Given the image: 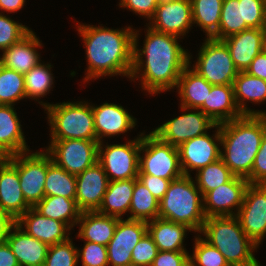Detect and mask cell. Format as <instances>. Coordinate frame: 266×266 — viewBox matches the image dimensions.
Masks as SVG:
<instances>
[{
    "label": "cell",
    "mask_w": 266,
    "mask_h": 266,
    "mask_svg": "<svg viewBox=\"0 0 266 266\" xmlns=\"http://www.w3.org/2000/svg\"><path fill=\"white\" fill-rule=\"evenodd\" d=\"M33 208L42 216L65 223L70 229L77 225L81 214L76 199L63 196H45Z\"/></svg>",
    "instance_id": "1f68e13d"
},
{
    "label": "cell",
    "mask_w": 266,
    "mask_h": 266,
    "mask_svg": "<svg viewBox=\"0 0 266 266\" xmlns=\"http://www.w3.org/2000/svg\"><path fill=\"white\" fill-rule=\"evenodd\" d=\"M0 208L16 220L31 208L20 187L18 154L11 155L8 163L0 165Z\"/></svg>",
    "instance_id": "d6986e66"
},
{
    "label": "cell",
    "mask_w": 266,
    "mask_h": 266,
    "mask_svg": "<svg viewBox=\"0 0 266 266\" xmlns=\"http://www.w3.org/2000/svg\"><path fill=\"white\" fill-rule=\"evenodd\" d=\"M264 51L266 52V28H265V34H264Z\"/></svg>",
    "instance_id": "9f6ffc18"
},
{
    "label": "cell",
    "mask_w": 266,
    "mask_h": 266,
    "mask_svg": "<svg viewBox=\"0 0 266 266\" xmlns=\"http://www.w3.org/2000/svg\"><path fill=\"white\" fill-rule=\"evenodd\" d=\"M230 266H258L253 255L258 246L245 234L236 216L207 217L200 231Z\"/></svg>",
    "instance_id": "277c9868"
},
{
    "label": "cell",
    "mask_w": 266,
    "mask_h": 266,
    "mask_svg": "<svg viewBox=\"0 0 266 266\" xmlns=\"http://www.w3.org/2000/svg\"><path fill=\"white\" fill-rule=\"evenodd\" d=\"M159 250L148 231L132 250V266H151Z\"/></svg>",
    "instance_id": "7bdbcfd3"
},
{
    "label": "cell",
    "mask_w": 266,
    "mask_h": 266,
    "mask_svg": "<svg viewBox=\"0 0 266 266\" xmlns=\"http://www.w3.org/2000/svg\"><path fill=\"white\" fill-rule=\"evenodd\" d=\"M31 29L0 13V50L20 41Z\"/></svg>",
    "instance_id": "b9f144b4"
},
{
    "label": "cell",
    "mask_w": 266,
    "mask_h": 266,
    "mask_svg": "<svg viewBox=\"0 0 266 266\" xmlns=\"http://www.w3.org/2000/svg\"><path fill=\"white\" fill-rule=\"evenodd\" d=\"M203 202V195L191 175H183L171 181L159 202L158 217L187 225L200 233L206 220Z\"/></svg>",
    "instance_id": "5b68a950"
},
{
    "label": "cell",
    "mask_w": 266,
    "mask_h": 266,
    "mask_svg": "<svg viewBox=\"0 0 266 266\" xmlns=\"http://www.w3.org/2000/svg\"><path fill=\"white\" fill-rule=\"evenodd\" d=\"M141 153L143 154L141 156ZM175 180L183 176L177 147L161 141L152 132L141 133L139 173Z\"/></svg>",
    "instance_id": "52a82bcc"
},
{
    "label": "cell",
    "mask_w": 266,
    "mask_h": 266,
    "mask_svg": "<svg viewBox=\"0 0 266 266\" xmlns=\"http://www.w3.org/2000/svg\"><path fill=\"white\" fill-rule=\"evenodd\" d=\"M181 110L188 111L184 114L167 121L158 128L151 131L161 141L179 147L186 141L202 136L208 129L214 128L216 125L207 115L199 109H191L180 106ZM193 110V111H191Z\"/></svg>",
    "instance_id": "8fae6325"
},
{
    "label": "cell",
    "mask_w": 266,
    "mask_h": 266,
    "mask_svg": "<svg viewBox=\"0 0 266 266\" xmlns=\"http://www.w3.org/2000/svg\"><path fill=\"white\" fill-rule=\"evenodd\" d=\"M34 33L31 30L20 41L5 49L0 57V64L25 74L41 62L36 48L41 47L42 43Z\"/></svg>",
    "instance_id": "cb8c5ba5"
},
{
    "label": "cell",
    "mask_w": 266,
    "mask_h": 266,
    "mask_svg": "<svg viewBox=\"0 0 266 266\" xmlns=\"http://www.w3.org/2000/svg\"><path fill=\"white\" fill-rule=\"evenodd\" d=\"M18 175L23 196L26 202L34 207L45 197L47 152L19 153Z\"/></svg>",
    "instance_id": "4fadbf2b"
},
{
    "label": "cell",
    "mask_w": 266,
    "mask_h": 266,
    "mask_svg": "<svg viewBox=\"0 0 266 266\" xmlns=\"http://www.w3.org/2000/svg\"><path fill=\"white\" fill-rule=\"evenodd\" d=\"M137 179L109 181L97 212L121 219V216L130 210L133 188Z\"/></svg>",
    "instance_id": "f546056e"
},
{
    "label": "cell",
    "mask_w": 266,
    "mask_h": 266,
    "mask_svg": "<svg viewBox=\"0 0 266 266\" xmlns=\"http://www.w3.org/2000/svg\"><path fill=\"white\" fill-rule=\"evenodd\" d=\"M138 180L147 187L159 202L162 200L171 183L169 179L147 174H138Z\"/></svg>",
    "instance_id": "681fc988"
},
{
    "label": "cell",
    "mask_w": 266,
    "mask_h": 266,
    "mask_svg": "<svg viewBox=\"0 0 266 266\" xmlns=\"http://www.w3.org/2000/svg\"><path fill=\"white\" fill-rule=\"evenodd\" d=\"M128 219L149 222L158 217L159 201L138 179L135 181Z\"/></svg>",
    "instance_id": "836d02e7"
},
{
    "label": "cell",
    "mask_w": 266,
    "mask_h": 266,
    "mask_svg": "<svg viewBox=\"0 0 266 266\" xmlns=\"http://www.w3.org/2000/svg\"><path fill=\"white\" fill-rule=\"evenodd\" d=\"M25 0H0V10L14 13L23 8Z\"/></svg>",
    "instance_id": "db71d44e"
},
{
    "label": "cell",
    "mask_w": 266,
    "mask_h": 266,
    "mask_svg": "<svg viewBox=\"0 0 266 266\" xmlns=\"http://www.w3.org/2000/svg\"><path fill=\"white\" fill-rule=\"evenodd\" d=\"M39 104L48 114L50 140H97L92 105L88 102L50 104L41 101Z\"/></svg>",
    "instance_id": "8992f818"
},
{
    "label": "cell",
    "mask_w": 266,
    "mask_h": 266,
    "mask_svg": "<svg viewBox=\"0 0 266 266\" xmlns=\"http://www.w3.org/2000/svg\"><path fill=\"white\" fill-rule=\"evenodd\" d=\"M194 242L193 254L189 255L190 266H230L223 254L200 235Z\"/></svg>",
    "instance_id": "ab89813d"
},
{
    "label": "cell",
    "mask_w": 266,
    "mask_h": 266,
    "mask_svg": "<svg viewBox=\"0 0 266 266\" xmlns=\"http://www.w3.org/2000/svg\"><path fill=\"white\" fill-rule=\"evenodd\" d=\"M248 185L246 178L234 176L229 182L209 191L203 197L205 217L236 216ZM234 209L237 210L236 213Z\"/></svg>",
    "instance_id": "e0dca14e"
},
{
    "label": "cell",
    "mask_w": 266,
    "mask_h": 266,
    "mask_svg": "<svg viewBox=\"0 0 266 266\" xmlns=\"http://www.w3.org/2000/svg\"><path fill=\"white\" fill-rule=\"evenodd\" d=\"M7 243L20 266H44L49 246L27 234L19 225L12 228Z\"/></svg>",
    "instance_id": "d4e9b609"
},
{
    "label": "cell",
    "mask_w": 266,
    "mask_h": 266,
    "mask_svg": "<svg viewBox=\"0 0 266 266\" xmlns=\"http://www.w3.org/2000/svg\"><path fill=\"white\" fill-rule=\"evenodd\" d=\"M72 240L49 246L44 266H77L78 251Z\"/></svg>",
    "instance_id": "60d3db41"
},
{
    "label": "cell",
    "mask_w": 266,
    "mask_h": 266,
    "mask_svg": "<svg viewBox=\"0 0 266 266\" xmlns=\"http://www.w3.org/2000/svg\"><path fill=\"white\" fill-rule=\"evenodd\" d=\"M78 25L88 64L84 82L101 76L122 75L130 78L133 67V28L129 26L121 30L81 23Z\"/></svg>",
    "instance_id": "7a4b0ae2"
},
{
    "label": "cell",
    "mask_w": 266,
    "mask_h": 266,
    "mask_svg": "<svg viewBox=\"0 0 266 266\" xmlns=\"http://www.w3.org/2000/svg\"><path fill=\"white\" fill-rule=\"evenodd\" d=\"M243 19L248 28H266V4L263 0H243Z\"/></svg>",
    "instance_id": "f6af8a7d"
},
{
    "label": "cell",
    "mask_w": 266,
    "mask_h": 266,
    "mask_svg": "<svg viewBox=\"0 0 266 266\" xmlns=\"http://www.w3.org/2000/svg\"><path fill=\"white\" fill-rule=\"evenodd\" d=\"M0 266H20L7 241L0 243Z\"/></svg>",
    "instance_id": "f5cc1de1"
},
{
    "label": "cell",
    "mask_w": 266,
    "mask_h": 266,
    "mask_svg": "<svg viewBox=\"0 0 266 266\" xmlns=\"http://www.w3.org/2000/svg\"><path fill=\"white\" fill-rule=\"evenodd\" d=\"M246 179L249 184H266V128L260 149L255 156L251 174Z\"/></svg>",
    "instance_id": "bcb514c9"
},
{
    "label": "cell",
    "mask_w": 266,
    "mask_h": 266,
    "mask_svg": "<svg viewBox=\"0 0 266 266\" xmlns=\"http://www.w3.org/2000/svg\"><path fill=\"white\" fill-rule=\"evenodd\" d=\"M10 158L11 155L2 145H0V165L8 163L10 161Z\"/></svg>",
    "instance_id": "11a10c76"
},
{
    "label": "cell",
    "mask_w": 266,
    "mask_h": 266,
    "mask_svg": "<svg viewBox=\"0 0 266 266\" xmlns=\"http://www.w3.org/2000/svg\"><path fill=\"white\" fill-rule=\"evenodd\" d=\"M245 234L259 246L266 236V184H249L236 214Z\"/></svg>",
    "instance_id": "7c38bea8"
},
{
    "label": "cell",
    "mask_w": 266,
    "mask_h": 266,
    "mask_svg": "<svg viewBox=\"0 0 266 266\" xmlns=\"http://www.w3.org/2000/svg\"><path fill=\"white\" fill-rule=\"evenodd\" d=\"M148 26L158 32L180 38L192 27L191 0H160Z\"/></svg>",
    "instance_id": "9a60e30c"
},
{
    "label": "cell",
    "mask_w": 266,
    "mask_h": 266,
    "mask_svg": "<svg viewBox=\"0 0 266 266\" xmlns=\"http://www.w3.org/2000/svg\"><path fill=\"white\" fill-rule=\"evenodd\" d=\"M147 231L159 251H187L183 246L184 238L187 231L193 230L187 225L157 217L147 222Z\"/></svg>",
    "instance_id": "83f0119b"
},
{
    "label": "cell",
    "mask_w": 266,
    "mask_h": 266,
    "mask_svg": "<svg viewBox=\"0 0 266 266\" xmlns=\"http://www.w3.org/2000/svg\"><path fill=\"white\" fill-rule=\"evenodd\" d=\"M98 145V162L109 181L138 178L141 134L126 144Z\"/></svg>",
    "instance_id": "9c48e42d"
},
{
    "label": "cell",
    "mask_w": 266,
    "mask_h": 266,
    "mask_svg": "<svg viewBox=\"0 0 266 266\" xmlns=\"http://www.w3.org/2000/svg\"><path fill=\"white\" fill-rule=\"evenodd\" d=\"M199 110L216 124L243 116L235 101L233 85H212Z\"/></svg>",
    "instance_id": "603a6c76"
},
{
    "label": "cell",
    "mask_w": 266,
    "mask_h": 266,
    "mask_svg": "<svg viewBox=\"0 0 266 266\" xmlns=\"http://www.w3.org/2000/svg\"><path fill=\"white\" fill-rule=\"evenodd\" d=\"M190 59L189 54V64L183 69L176 88L181 98L180 106L199 109L207 99L212 84L191 68Z\"/></svg>",
    "instance_id": "f1b7e54d"
},
{
    "label": "cell",
    "mask_w": 266,
    "mask_h": 266,
    "mask_svg": "<svg viewBox=\"0 0 266 266\" xmlns=\"http://www.w3.org/2000/svg\"><path fill=\"white\" fill-rule=\"evenodd\" d=\"M151 266H190L187 251H159Z\"/></svg>",
    "instance_id": "7dc6e473"
},
{
    "label": "cell",
    "mask_w": 266,
    "mask_h": 266,
    "mask_svg": "<svg viewBox=\"0 0 266 266\" xmlns=\"http://www.w3.org/2000/svg\"><path fill=\"white\" fill-rule=\"evenodd\" d=\"M214 128L217 130L215 135H213L214 137L206 133L202 136L194 137L177 147L184 175H190V171H198L220 159L222 149L219 146L221 145L219 124H216Z\"/></svg>",
    "instance_id": "5bb4252c"
},
{
    "label": "cell",
    "mask_w": 266,
    "mask_h": 266,
    "mask_svg": "<svg viewBox=\"0 0 266 266\" xmlns=\"http://www.w3.org/2000/svg\"><path fill=\"white\" fill-rule=\"evenodd\" d=\"M235 175L220 158L197 171L195 183L203 197L211 190L229 182Z\"/></svg>",
    "instance_id": "74e56055"
},
{
    "label": "cell",
    "mask_w": 266,
    "mask_h": 266,
    "mask_svg": "<svg viewBox=\"0 0 266 266\" xmlns=\"http://www.w3.org/2000/svg\"><path fill=\"white\" fill-rule=\"evenodd\" d=\"M236 104L243 115H266L262 110L249 109L245 101L261 103L266 101V80L239 71L233 82Z\"/></svg>",
    "instance_id": "4316f807"
},
{
    "label": "cell",
    "mask_w": 266,
    "mask_h": 266,
    "mask_svg": "<svg viewBox=\"0 0 266 266\" xmlns=\"http://www.w3.org/2000/svg\"><path fill=\"white\" fill-rule=\"evenodd\" d=\"M247 29L249 28L243 19V0H223L220 25L211 38L223 40Z\"/></svg>",
    "instance_id": "d590c367"
},
{
    "label": "cell",
    "mask_w": 266,
    "mask_h": 266,
    "mask_svg": "<svg viewBox=\"0 0 266 266\" xmlns=\"http://www.w3.org/2000/svg\"><path fill=\"white\" fill-rule=\"evenodd\" d=\"M82 266H108L107 247L101 244L85 241L83 249H77Z\"/></svg>",
    "instance_id": "ee69618b"
},
{
    "label": "cell",
    "mask_w": 266,
    "mask_h": 266,
    "mask_svg": "<svg viewBox=\"0 0 266 266\" xmlns=\"http://www.w3.org/2000/svg\"><path fill=\"white\" fill-rule=\"evenodd\" d=\"M249 75L266 80V52L263 50L245 70Z\"/></svg>",
    "instance_id": "f907efd6"
},
{
    "label": "cell",
    "mask_w": 266,
    "mask_h": 266,
    "mask_svg": "<svg viewBox=\"0 0 266 266\" xmlns=\"http://www.w3.org/2000/svg\"><path fill=\"white\" fill-rule=\"evenodd\" d=\"M26 98L24 74L0 64V105H12Z\"/></svg>",
    "instance_id": "f35d334b"
},
{
    "label": "cell",
    "mask_w": 266,
    "mask_h": 266,
    "mask_svg": "<svg viewBox=\"0 0 266 266\" xmlns=\"http://www.w3.org/2000/svg\"><path fill=\"white\" fill-rule=\"evenodd\" d=\"M94 125L97 141L100 143L103 137H111L133 129L136 118L126 111L121 105L114 103H103L100 106H93Z\"/></svg>",
    "instance_id": "44dd1931"
},
{
    "label": "cell",
    "mask_w": 266,
    "mask_h": 266,
    "mask_svg": "<svg viewBox=\"0 0 266 266\" xmlns=\"http://www.w3.org/2000/svg\"><path fill=\"white\" fill-rule=\"evenodd\" d=\"M223 0H191L193 24H197L211 38L220 25Z\"/></svg>",
    "instance_id": "e575fe53"
},
{
    "label": "cell",
    "mask_w": 266,
    "mask_h": 266,
    "mask_svg": "<svg viewBox=\"0 0 266 266\" xmlns=\"http://www.w3.org/2000/svg\"><path fill=\"white\" fill-rule=\"evenodd\" d=\"M44 188L45 196H63L68 199L76 197V176L56 165L48 153Z\"/></svg>",
    "instance_id": "d6a6232c"
},
{
    "label": "cell",
    "mask_w": 266,
    "mask_h": 266,
    "mask_svg": "<svg viewBox=\"0 0 266 266\" xmlns=\"http://www.w3.org/2000/svg\"><path fill=\"white\" fill-rule=\"evenodd\" d=\"M17 225L48 246L67 241L71 230L61 221L42 216L33 207L17 219Z\"/></svg>",
    "instance_id": "ffe728a7"
},
{
    "label": "cell",
    "mask_w": 266,
    "mask_h": 266,
    "mask_svg": "<svg viewBox=\"0 0 266 266\" xmlns=\"http://www.w3.org/2000/svg\"><path fill=\"white\" fill-rule=\"evenodd\" d=\"M51 66L50 64L39 62L29 72L24 74L26 99L39 100L40 97H44L49 93L54 84Z\"/></svg>",
    "instance_id": "8d00e7d4"
},
{
    "label": "cell",
    "mask_w": 266,
    "mask_h": 266,
    "mask_svg": "<svg viewBox=\"0 0 266 266\" xmlns=\"http://www.w3.org/2000/svg\"><path fill=\"white\" fill-rule=\"evenodd\" d=\"M160 0H120L119 7L128 8L137 15L151 20L155 14Z\"/></svg>",
    "instance_id": "c3c4849f"
},
{
    "label": "cell",
    "mask_w": 266,
    "mask_h": 266,
    "mask_svg": "<svg viewBox=\"0 0 266 266\" xmlns=\"http://www.w3.org/2000/svg\"><path fill=\"white\" fill-rule=\"evenodd\" d=\"M264 34L265 28H249L222 40L239 71H245L255 57L264 50Z\"/></svg>",
    "instance_id": "7402d4cb"
},
{
    "label": "cell",
    "mask_w": 266,
    "mask_h": 266,
    "mask_svg": "<svg viewBox=\"0 0 266 266\" xmlns=\"http://www.w3.org/2000/svg\"><path fill=\"white\" fill-rule=\"evenodd\" d=\"M108 177L97 161L76 176V205L81 212L97 211L108 187Z\"/></svg>",
    "instance_id": "ac0fdd59"
},
{
    "label": "cell",
    "mask_w": 266,
    "mask_h": 266,
    "mask_svg": "<svg viewBox=\"0 0 266 266\" xmlns=\"http://www.w3.org/2000/svg\"><path fill=\"white\" fill-rule=\"evenodd\" d=\"M219 126L220 158L235 176L247 178L261 146L266 115H243Z\"/></svg>",
    "instance_id": "3957f363"
},
{
    "label": "cell",
    "mask_w": 266,
    "mask_h": 266,
    "mask_svg": "<svg viewBox=\"0 0 266 266\" xmlns=\"http://www.w3.org/2000/svg\"><path fill=\"white\" fill-rule=\"evenodd\" d=\"M14 109L12 105H0V145L10 155L30 151Z\"/></svg>",
    "instance_id": "4dcf8cb0"
},
{
    "label": "cell",
    "mask_w": 266,
    "mask_h": 266,
    "mask_svg": "<svg viewBox=\"0 0 266 266\" xmlns=\"http://www.w3.org/2000/svg\"><path fill=\"white\" fill-rule=\"evenodd\" d=\"M146 32L143 48L138 49L139 31H134L130 78H141L143 90L153 95L160 94L177 87L183 69L189 64V53L179 45L176 36L158 32L149 26Z\"/></svg>",
    "instance_id": "6da1fadb"
},
{
    "label": "cell",
    "mask_w": 266,
    "mask_h": 266,
    "mask_svg": "<svg viewBox=\"0 0 266 266\" xmlns=\"http://www.w3.org/2000/svg\"><path fill=\"white\" fill-rule=\"evenodd\" d=\"M98 145L97 140H51L46 152L56 165L77 176L98 161Z\"/></svg>",
    "instance_id": "30bf717a"
},
{
    "label": "cell",
    "mask_w": 266,
    "mask_h": 266,
    "mask_svg": "<svg viewBox=\"0 0 266 266\" xmlns=\"http://www.w3.org/2000/svg\"><path fill=\"white\" fill-rule=\"evenodd\" d=\"M17 224V220L9 213L0 208V243L7 241L12 228Z\"/></svg>",
    "instance_id": "816d5d0a"
},
{
    "label": "cell",
    "mask_w": 266,
    "mask_h": 266,
    "mask_svg": "<svg viewBox=\"0 0 266 266\" xmlns=\"http://www.w3.org/2000/svg\"><path fill=\"white\" fill-rule=\"evenodd\" d=\"M193 70L212 85H233L239 73L230 51L222 40L206 38Z\"/></svg>",
    "instance_id": "ba28073f"
},
{
    "label": "cell",
    "mask_w": 266,
    "mask_h": 266,
    "mask_svg": "<svg viewBox=\"0 0 266 266\" xmlns=\"http://www.w3.org/2000/svg\"><path fill=\"white\" fill-rule=\"evenodd\" d=\"M120 218L104 215L97 211L81 212L77 224L80 225L78 238L107 246L114 235Z\"/></svg>",
    "instance_id": "484cf974"
},
{
    "label": "cell",
    "mask_w": 266,
    "mask_h": 266,
    "mask_svg": "<svg viewBox=\"0 0 266 266\" xmlns=\"http://www.w3.org/2000/svg\"><path fill=\"white\" fill-rule=\"evenodd\" d=\"M147 232V222L119 219L108 243V262L111 266H132V250Z\"/></svg>",
    "instance_id": "2e32d148"
}]
</instances>
